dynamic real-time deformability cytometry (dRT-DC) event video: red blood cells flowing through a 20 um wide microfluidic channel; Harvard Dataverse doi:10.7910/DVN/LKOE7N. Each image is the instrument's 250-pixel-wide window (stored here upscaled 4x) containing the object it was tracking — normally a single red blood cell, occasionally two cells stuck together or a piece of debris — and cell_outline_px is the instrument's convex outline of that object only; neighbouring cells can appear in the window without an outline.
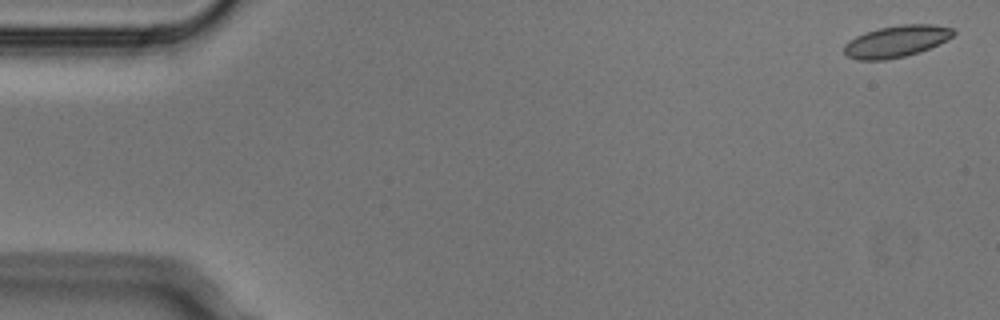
{"species": "Egyptian fruit bat (a non-hibernating species)", "species_latin": "Rousettus aegyptiacus", "temperature_condition": "cold", "stored_images_in_passage": 4, "camera_frame_rate_fps": 3000, "um_per_image_px": 0.085, "animal": {"sex": "male"}, "frame": {"image": 1, "passage_image": 1, "time_ms": 0.0, "image_size_px": [1000, 320], "cell_outline_px": [[956, 32], [948, 40], [920, 52], [904, 56], [884, 60], [856, 60], [848, 56], [844, 52], [844, 44], [848, 40], [864, 32], [880, 28], [900, 24], [932, 24], [952, 28]], "centroid_in_image_um": [76.18, 3.51], "position_along_channel_um": 8.8, "area_um2": 20.29}}